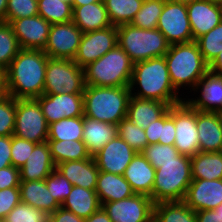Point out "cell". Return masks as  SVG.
<instances>
[{
  "mask_svg": "<svg viewBox=\"0 0 222 222\" xmlns=\"http://www.w3.org/2000/svg\"><path fill=\"white\" fill-rule=\"evenodd\" d=\"M101 205L133 196L135 193L123 175L99 171L95 189Z\"/></svg>",
  "mask_w": 222,
  "mask_h": 222,
  "instance_id": "83f0119b",
  "label": "cell"
},
{
  "mask_svg": "<svg viewBox=\"0 0 222 222\" xmlns=\"http://www.w3.org/2000/svg\"><path fill=\"white\" fill-rule=\"evenodd\" d=\"M208 70L215 75L222 76V51L208 65Z\"/></svg>",
  "mask_w": 222,
  "mask_h": 222,
  "instance_id": "9f6ffc18",
  "label": "cell"
},
{
  "mask_svg": "<svg viewBox=\"0 0 222 222\" xmlns=\"http://www.w3.org/2000/svg\"><path fill=\"white\" fill-rule=\"evenodd\" d=\"M82 35L73 21L51 24L48 43L43 51L49 58L74 60Z\"/></svg>",
  "mask_w": 222,
  "mask_h": 222,
  "instance_id": "5bb4252c",
  "label": "cell"
},
{
  "mask_svg": "<svg viewBox=\"0 0 222 222\" xmlns=\"http://www.w3.org/2000/svg\"><path fill=\"white\" fill-rule=\"evenodd\" d=\"M83 116L64 118L49 124L48 140H82Z\"/></svg>",
  "mask_w": 222,
  "mask_h": 222,
  "instance_id": "d590c367",
  "label": "cell"
},
{
  "mask_svg": "<svg viewBox=\"0 0 222 222\" xmlns=\"http://www.w3.org/2000/svg\"><path fill=\"white\" fill-rule=\"evenodd\" d=\"M157 29L170 45L193 41L186 5L165 0Z\"/></svg>",
  "mask_w": 222,
  "mask_h": 222,
  "instance_id": "30bf717a",
  "label": "cell"
},
{
  "mask_svg": "<svg viewBox=\"0 0 222 222\" xmlns=\"http://www.w3.org/2000/svg\"><path fill=\"white\" fill-rule=\"evenodd\" d=\"M170 2H174V3H180V4H183V5H189L195 1H198V0H168Z\"/></svg>",
  "mask_w": 222,
  "mask_h": 222,
  "instance_id": "91938a15",
  "label": "cell"
},
{
  "mask_svg": "<svg viewBox=\"0 0 222 222\" xmlns=\"http://www.w3.org/2000/svg\"><path fill=\"white\" fill-rule=\"evenodd\" d=\"M38 15V0H8L6 22Z\"/></svg>",
  "mask_w": 222,
  "mask_h": 222,
  "instance_id": "ee69618b",
  "label": "cell"
},
{
  "mask_svg": "<svg viewBox=\"0 0 222 222\" xmlns=\"http://www.w3.org/2000/svg\"><path fill=\"white\" fill-rule=\"evenodd\" d=\"M56 170L61 173L72 185L95 190L99 169L91 156L84 160H72L56 165Z\"/></svg>",
  "mask_w": 222,
  "mask_h": 222,
  "instance_id": "7402d4cb",
  "label": "cell"
},
{
  "mask_svg": "<svg viewBox=\"0 0 222 222\" xmlns=\"http://www.w3.org/2000/svg\"><path fill=\"white\" fill-rule=\"evenodd\" d=\"M144 0H103L113 26L130 24Z\"/></svg>",
  "mask_w": 222,
  "mask_h": 222,
  "instance_id": "836d02e7",
  "label": "cell"
},
{
  "mask_svg": "<svg viewBox=\"0 0 222 222\" xmlns=\"http://www.w3.org/2000/svg\"><path fill=\"white\" fill-rule=\"evenodd\" d=\"M84 69L72 59L48 58L44 94L83 93Z\"/></svg>",
  "mask_w": 222,
  "mask_h": 222,
  "instance_id": "ba28073f",
  "label": "cell"
},
{
  "mask_svg": "<svg viewBox=\"0 0 222 222\" xmlns=\"http://www.w3.org/2000/svg\"><path fill=\"white\" fill-rule=\"evenodd\" d=\"M193 96L198 97L185 98V101L195 110L204 112H222V76L215 75L208 71L205 76L199 80L193 90Z\"/></svg>",
  "mask_w": 222,
  "mask_h": 222,
  "instance_id": "ac0fdd59",
  "label": "cell"
},
{
  "mask_svg": "<svg viewBox=\"0 0 222 222\" xmlns=\"http://www.w3.org/2000/svg\"><path fill=\"white\" fill-rule=\"evenodd\" d=\"M7 2L8 0H0V21L6 22Z\"/></svg>",
  "mask_w": 222,
  "mask_h": 222,
  "instance_id": "6f0895ef",
  "label": "cell"
},
{
  "mask_svg": "<svg viewBox=\"0 0 222 222\" xmlns=\"http://www.w3.org/2000/svg\"><path fill=\"white\" fill-rule=\"evenodd\" d=\"M16 99L4 94L0 97V136L13 135L15 127Z\"/></svg>",
  "mask_w": 222,
  "mask_h": 222,
  "instance_id": "7bdbcfd3",
  "label": "cell"
},
{
  "mask_svg": "<svg viewBox=\"0 0 222 222\" xmlns=\"http://www.w3.org/2000/svg\"><path fill=\"white\" fill-rule=\"evenodd\" d=\"M174 147L181 155L192 157L199 150L196 110L186 101L174 105Z\"/></svg>",
  "mask_w": 222,
  "mask_h": 222,
  "instance_id": "8fae6325",
  "label": "cell"
},
{
  "mask_svg": "<svg viewBox=\"0 0 222 222\" xmlns=\"http://www.w3.org/2000/svg\"><path fill=\"white\" fill-rule=\"evenodd\" d=\"M72 7V21L83 33L102 30L112 26L103 0L92 4Z\"/></svg>",
  "mask_w": 222,
  "mask_h": 222,
  "instance_id": "d4e9b609",
  "label": "cell"
},
{
  "mask_svg": "<svg viewBox=\"0 0 222 222\" xmlns=\"http://www.w3.org/2000/svg\"><path fill=\"white\" fill-rule=\"evenodd\" d=\"M153 207L152 199L142 194L102 204L112 222H153Z\"/></svg>",
  "mask_w": 222,
  "mask_h": 222,
  "instance_id": "7c38bea8",
  "label": "cell"
},
{
  "mask_svg": "<svg viewBox=\"0 0 222 222\" xmlns=\"http://www.w3.org/2000/svg\"><path fill=\"white\" fill-rule=\"evenodd\" d=\"M61 207L82 219H87L99 210L102 205L95 190L73 185L69 196L64 200Z\"/></svg>",
  "mask_w": 222,
  "mask_h": 222,
  "instance_id": "f546056e",
  "label": "cell"
},
{
  "mask_svg": "<svg viewBox=\"0 0 222 222\" xmlns=\"http://www.w3.org/2000/svg\"><path fill=\"white\" fill-rule=\"evenodd\" d=\"M193 41L222 22V7L211 0H198L187 5Z\"/></svg>",
  "mask_w": 222,
  "mask_h": 222,
  "instance_id": "ffe728a7",
  "label": "cell"
},
{
  "mask_svg": "<svg viewBox=\"0 0 222 222\" xmlns=\"http://www.w3.org/2000/svg\"><path fill=\"white\" fill-rule=\"evenodd\" d=\"M48 58L43 50L21 48L4 71L5 94L16 100L43 95Z\"/></svg>",
  "mask_w": 222,
  "mask_h": 222,
  "instance_id": "6da1fadb",
  "label": "cell"
},
{
  "mask_svg": "<svg viewBox=\"0 0 222 222\" xmlns=\"http://www.w3.org/2000/svg\"><path fill=\"white\" fill-rule=\"evenodd\" d=\"M11 165V135L0 136V169Z\"/></svg>",
  "mask_w": 222,
  "mask_h": 222,
  "instance_id": "f907efd6",
  "label": "cell"
},
{
  "mask_svg": "<svg viewBox=\"0 0 222 222\" xmlns=\"http://www.w3.org/2000/svg\"><path fill=\"white\" fill-rule=\"evenodd\" d=\"M20 202L21 196L19 187L0 190V218L4 219Z\"/></svg>",
  "mask_w": 222,
  "mask_h": 222,
  "instance_id": "7dc6e473",
  "label": "cell"
},
{
  "mask_svg": "<svg viewBox=\"0 0 222 222\" xmlns=\"http://www.w3.org/2000/svg\"><path fill=\"white\" fill-rule=\"evenodd\" d=\"M123 176L135 194L146 195L152 199L155 168L141 153H136Z\"/></svg>",
  "mask_w": 222,
  "mask_h": 222,
  "instance_id": "603a6c76",
  "label": "cell"
},
{
  "mask_svg": "<svg viewBox=\"0 0 222 222\" xmlns=\"http://www.w3.org/2000/svg\"><path fill=\"white\" fill-rule=\"evenodd\" d=\"M117 43L133 63L165 56L170 44L157 29H140L131 24L117 27Z\"/></svg>",
  "mask_w": 222,
  "mask_h": 222,
  "instance_id": "52a82bcc",
  "label": "cell"
},
{
  "mask_svg": "<svg viewBox=\"0 0 222 222\" xmlns=\"http://www.w3.org/2000/svg\"><path fill=\"white\" fill-rule=\"evenodd\" d=\"M214 210L219 212V215L222 218V204L218 205Z\"/></svg>",
  "mask_w": 222,
  "mask_h": 222,
  "instance_id": "6125c7cd",
  "label": "cell"
},
{
  "mask_svg": "<svg viewBox=\"0 0 222 222\" xmlns=\"http://www.w3.org/2000/svg\"><path fill=\"white\" fill-rule=\"evenodd\" d=\"M48 123L36 99H17L13 135L36 144L48 141Z\"/></svg>",
  "mask_w": 222,
  "mask_h": 222,
  "instance_id": "9c48e42d",
  "label": "cell"
},
{
  "mask_svg": "<svg viewBox=\"0 0 222 222\" xmlns=\"http://www.w3.org/2000/svg\"><path fill=\"white\" fill-rule=\"evenodd\" d=\"M117 27L83 33L74 62L81 68L98 60L117 45Z\"/></svg>",
  "mask_w": 222,
  "mask_h": 222,
  "instance_id": "4fadbf2b",
  "label": "cell"
},
{
  "mask_svg": "<svg viewBox=\"0 0 222 222\" xmlns=\"http://www.w3.org/2000/svg\"><path fill=\"white\" fill-rule=\"evenodd\" d=\"M134 63L117 44L98 60L84 67L85 85L98 87L130 86Z\"/></svg>",
  "mask_w": 222,
  "mask_h": 222,
  "instance_id": "5b68a950",
  "label": "cell"
},
{
  "mask_svg": "<svg viewBox=\"0 0 222 222\" xmlns=\"http://www.w3.org/2000/svg\"><path fill=\"white\" fill-rule=\"evenodd\" d=\"M85 219L78 217L76 214L59 207L50 214L49 222H84Z\"/></svg>",
  "mask_w": 222,
  "mask_h": 222,
  "instance_id": "f5cc1de1",
  "label": "cell"
},
{
  "mask_svg": "<svg viewBox=\"0 0 222 222\" xmlns=\"http://www.w3.org/2000/svg\"><path fill=\"white\" fill-rule=\"evenodd\" d=\"M5 94L4 82H0V97Z\"/></svg>",
  "mask_w": 222,
  "mask_h": 222,
  "instance_id": "94428289",
  "label": "cell"
},
{
  "mask_svg": "<svg viewBox=\"0 0 222 222\" xmlns=\"http://www.w3.org/2000/svg\"><path fill=\"white\" fill-rule=\"evenodd\" d=\"M55 169L48 142L37 144L20 168V181L44 180Z\"/></svg>",
  "mask_w": 222,
  "mask_h": 222,
  "instance_id": "cb8c5ba5",
  "label": "cell"
},
{
  "mask_svg": "<svg viewBox=\"0 0 222 222\" xmlns=\"http://www.w3.org/2000/svg\"><path fill=\"white\" fill-rule=\"evenodd\" d=\"M164 3L165 0H144L130 24L140 29L157 28Z\"/></svg>",
  "mask_w": 222,
  "mask_h": 222,
  "instance_id": "8d00e7d4",
  "label": "cell"
},
{
  "mask_svg": "<svg viewBox=\"0 0 222 222\" xmlns=\"http://www.w3.org/2000/svg\"><path fill=\"white\" fill-rule=\"evenodd\" d=\"M195 42L204 61L209 65L222 51V22L208 33L197 38Z\"/></svg>",
  "mask_w": 222,
  "mask_h": 222,
  "instance_id": "f35d334b",
  "label": "cell"
},
{
  "mask_svg": "<svg viewBox=\"0 0 222 222\" xmlns=\"http://www.w3.org/2000/svg\"><path fill=\"white\" fill-rule=\"evenodd\" d=\"M163 125H164V114L156 121L151 122L149 126L146 129H144L148 140V144L158 143L159 138L161 137Z\"/></svg>",
  "mask_w": 222,
  "mask_h": 222,
  "instance_id": "816d5d0a",
  "label": "cell"
},
{
  "mask_svg": "<svg viewBox=\"0 0 222 222\" xmlns=\"http://www.w3.org/2000/svg\"><path fill=\"white\" fill-rule=\"evenodd\" d=\"M164 57L171 84L179 94L183 88L192 93L197 82L209 71L195 41L170 45Z\"/></svg>",
  "mask_w": 222,
  "mask_h": 222,
  "instance_id": "3957f363",
  "label": "cell"
},
{
  "mask_svg": "<svg viewBox=\"0 0 222 222\" xmlns=\"http://www.w3.org/2000/svg\"><path fill=\"white\" fill-rule=\"evenodd\" d=\"M50 215L29 204L20 202L4 218V222H49Z\"/></svg>",
  "mask_w": 222,
  "mask_h": 222,
  "instance_id": "60d3db41",
  "label": "cell"
},
{
  "mask_svg": "<svg viewBox=\"0 0 222 222\" xmlns=\"http://www.w3.org/2000/svg\"><path fill=\"white\" fill-rule=\"evenodd\" d=\"M38 15L50 24L67 23L72 21L73 7L61 0H38Z\"/></svg>",
  "mask_w": 222,
  "mask_h": 222,
  "instance_id": "e575fe53",
  "label": "cell"
},
{
  "mask_svg": "<svg viewBox=\"0 0 222 222\" xmlns=\"http://www.w3.org/2000/svg\"><path fill=\"white\" fill-rule=\"evenodd\" d=\"M36 100L48 125L64 118L84 116L83 93L43 94Z\"/></svg>",
  "mask_w": 222,
  "mask_h": 222,
  "instance_id": "9a60e30c",
  "label": "cell"
},
{
  "mask_svg": "<svg viewBox=\"0 0 222 222\" xmlns=\"http://www.w3.org/2000/svg\"><path fill=\"white\" fill-rule=\"evenodd\" d=\"M183 201L195 212L214 210L222 204V179H192Z\"/></svg>",
  "mask_w": 222,
  "mask_h": 222,
  "instance_id": "d6986e66",
  "label": "cell"
},
{
  "mask_svg": "<svg viewBox=\"0 0 222 222\" xmlns=\"http://www.w3.org/2000/svg\"><path fill=\"white\" fill-rule=\"evenodd\" d=\"M213 3H215L216 5H219L222 7V0H211Z\"/></svg>",
  "mask_w": 222,
  "mask_h": 222,
  "instance_id": "e7e4bbea",
  "label": "cell"
},
{
  "mask_svg": "<svg viewBox=\"0 0 222 222\" xmlns=\"http://www.w3.org/2000/svg\"><path fill=\"white\" fill-rule=\"evenodd\" d=\"M192 179L221 180L222 151H199L191 157Z\"/></svg>",
  "mask_w": 222,
  "mask_h": 222,
  "instance_id": "4dcf8cb0",
  "label": "cell"
},
{
  "mask_svg": "<svg viewBox=\"0 0 222 222\" xmlns=\"http://www.w3.org/2000/svg\"><path fill=\"white\" fill-rule=\"evenodd\" d=\"M19 188L21 202L38 208L49 215L61 207L55 198L51 196L46 186L45 179L20 181Z\"/></svg>",
  "mask_w": 222,
  "mask_h": 222,
  "instance_id": "f1b7e54d",
  "label": "cell"
},
{
  "mask_svg": "<svg viewBox=\"0 0 222 222\" xmlns=\"http://www.w3.org/2000/svg\"><path fill=\"white\" fill-rule=\"evenodd\" d=\"M196 222H222L219 212L215 210H200L195 212Z\"/></svg>",
  "mask_w": 222,
  "mask_h": 222,
  "instance_id": "db71d44e",
  "label": "cell"
},
{
  "mask_svg": "<svg viewBox=\"0 0 222 222\" xmlns=\"http://www.w3.org/2000/svg\"><path fill=\"white\" fill-rule=\"evenodd\" d=\"M45 182L51 196L62 205L69 196L73 185L56 169L45 178Z\"/></svg>",
  "mask_w": 222,
  "mask_h": 222,
  "instance_id": "f6af8a7d",
  "label": "cell"
},
{
  "mask_svg": "<svg viewBox=\"0 0 222 222\" xmlns=\"http://www.w3.org/2000/svg\"><path fill=\"white\" fill-rule=\"evenodd\" d=\"M153 222H196V214L184 201L158 202L153 207Z\"/></svg>",
  "mask_w": 222,
  "mask_h": 222,
  "instance_id": "1f68e13d",
  "label": "cell"
},
{
  "mask_svg": "<svg viewBox=\"0 0 222 222\" xmlns=\"http://www.w3.org/2000/svg\"><path fill=\"white\" fill-rule=\"evenodd\" d=\"M61 1H65V2H70L71 3V0H61Z\"/></svg>",
  "mask_w": 222,
  "mask_h": 222,
  "instance_id": "03108f58",
  "label": "cell"
},
{
  "mask_svg": "<svg viewBox=\"0 0 222 222\" xmlns=\"http://www.w3.org/2000/svg\"><path fill=\"white\" fill-rule=\"evenodd\" d=\"M175 125H174V106H170L164 113V125L162 126L161 137L158 143L174 145Z\"/></svg>",
  "mask_w": 222,
  "mask_h": 222,
  "instance_id": "c3c4849f",
  "label": "cell"
},
{
  "mask_svg": "<svg viewBox=\"0 0 222 222\" xmlns=\"http://www.w3.org/2000/svg\"><path fill=\"white\" fill-rule=\"evenodd\" d=\"M130 87H98L86 85L83 92L84 116L108 124L127 117Z\"/></svg>",
  "mask_w": 222,
  "mask_h": 222,
  "instance_id": "277c9868",
  "label": "cell"
},
{
  "mask_svg": "<svg viewBox=\"0 0 222 222\" xmlns=\"http://www.w3.org/2000/svg\"><path fill=\"white\" fill-rule=\"evenodd\" d=\"M117 133L118 125L83 116L82 141L92 157L115 138Z\"/></svg>",
  "mask_w": 222,
  "mask_h": 222,
  "instance_id": "484cf974",
  "label": "cell"
},
{
  "mask_svg": "<svg viewBox=\"0 0 222 222\" xmlns=\"http://www.w3.org/2000/svg\"><path fill=\"white\" fill-rule=\"evenodd\" d=\"M84 222H112L107 213L101 207L99 210L94 212L90 217L85 219Z\"/></svg>",
  "mask_w": 222,
  "mask_h": 222,
  "instance_id": "11a10c76",
  "label": "cell"
},
{
  "mask_svg": "<svg viewBox=\"0 0 222 222\" xmlns=\"http://www.w3.org/2000/svg\"><path fill=\"white\" fill-rule=\"evenodd\" d=\"M170 106L167 103L130 96L127 118L138 127L146 129L149 124L160 118Z\"/></svg>",
  "mask_w": 222,
  "mask_h": 222,
  "instance_id": "4316f807",
  "label": "cell"
},
{
  "mask_svg": "<svg viewBox=\"0 0 222 222\" xmlns=\"http://www.w3.org/2000/svg\"><path fill=\"white\" fill-rule=\"evenodd\" d=\"M141 154L155 169L159 168V164L175 161V157L180 155L174 145L160 143L148 144Z\"/></svg>",
  "mask_w": 222,
  "mask_h": 222,
  "instance_id": "b9f144b4",
  "label": "cell"
},
{
  "mask_svg": "<svg viewBox=\"0 0 222 222\" xmlns=\"http://www.w3.org/2000/svg\"><path fill=\"white\" fill-rule=\"evenodd\" d=\"M102 0H71V4L72 6H83V5H87V4H92V3H96V2H100Z\"/></svg>",
  "mask_w": 222,
  "mask_h": 222,
  "instance_id": "680465c9",
  "label": "cell"
},
{
  "mask_svg": "<svg viewBox=\"0 0 222 222\" xmlns=\"http://www.w3.org/2000/svg\"><path fill=\"white\" fill-rule=\"evenodd\" d=\"M0 82H4V71L0 69Z\"/></svg>",
  "mask_w": 222,
  "mask_h": 222,
  "instance_id": "be15d7a7",
  "label": "cell"
},
{
  "mask_svg": "<svg viewBox=\"0 0 222 222\" xmlns=\"http://www.w3.org/2000/svg\"><path fill=\"white\" fill-rule=\"evenodd\" d=\"M47 142L55 165L72 160H84L91 157L82 140H48Z\"/></svg>",
  "mask_w": 222,
  "mask_h": 222,
  "instance_id": "d6a6232c",
  "label": "cell"
},
{
  "mask_svg": "<svg viewBox=\"0 0 222 222\" xmlns=\"http://www.w3.org/2000/svg\"><path fill=\"white\" fill-rule=\"evenodd\" d=\"M20 49L10 24L0 21V69L5 71Z\"/></svg>",
  "mask_w": 222,
  "mask_h": 222,
  "instance_id": "74e56055",
  "label": "cell"
},
{
  "mask_svg": "<svg viewBox=\"0 0 222 222\" xmlns=\"http://www.w3.org/2000/svg\"><path fill=\"white\" fill-rule=\"evenodd\" d=\"M20 169L13 165L0 169V190L19 187Z\"/></svg>",
  "mask_w": 222,
  "mask_h": 222,
  "instance_id": "681fc988",
  "label": "cell"
},
{
  "mask_svg": "<svg viewBox=\"0 0 222 222\" xmlns=\"http://www.w3.org/2000/svg\"><path fill=\"white\" fill-rule=\"evenodd\" d=\"M136 153L133 148L117 135L97 152L93 158L99 171L124 175L127 166Z\"/></svg>",
  "mask_w": 222,
  "mask_h": 222,
  "instance_id": "e0dca14e",
  "label": "cell"
},
{
  "mask_svg": "<svg viewBox=\"0 0 222 222\" xmlns=\"http://www.w3.org/2000/svg\"><path fill=\"white\" fill-rule=\"evenodd\" d=\"M129 87L131 96L161 101L169 106L185 101L184 93L179 94L171 84L164 56L134 63Z\"/></svg>",
  "mask_w": 222,
  "mask_h": 222,
  "instance_id": "7a4b0ae2",
  "label": "cell"
},
{
  "mask_svg": "<svg viewBox=\"0 0 222 222\" xmlns=\"http://www.w3.org/2000/svg\"><path fill=\"white\" fill-rule=\"evenodd\" d=\"M117 135L122 138L137 153H141L148 145L145 130L138 127L127 117L123 118L118 123Z\"/></svg>",
  "mask_w": 222,
  "mask_h": 222,
  "instance_id": "ab89813d",
  "label": "cell"
},
{
  "mask_svg": "<svg viewBox=\"0 0 222 222\" xmlns=\"http://www.w3.org/2000/svg\"><path fill=\"white\" fill-rule=\"evenodd\" d=\"M191 182V157L180 154L175 161L159 164L155 169L153 203L183 201Z\"/></svg>",
  "mask_w": 222,
  "mask_h": 222,
  "instance_id": "8992f818",
  "label": "cell"
},
{
  "mask_svg": "<svg viewBox=\"0 0 222 222\" xmlns=\"http://www.w3.org/2000/svg\"><path fill=\"white\" fill-rule=\"evenodd\" d=\"M20 48L44 50L51 24L39 15L13 20L10 23Z\"/></svg>",
  "mask_w": 222,
  "mask_h": 222,
  "instance_id": "2e32d148",
  "label": "cell"
},
{
  "mask_svg": "<svg viewBox=\"0 0 222 222\" xmlns=\"http://www.w3.org/2000/svg\"><path fill=\"white\" fill-rule=\"evenodd\" d=\"M37 144L26 139L11 135V159L12 165L20 169Z\"/></svg>",
  "mask_w": 222,
  "mask_h": 222,
  "instance_id": "bcb514c9",
  "label": "cell"
},
{
  "mask_svg": "<svg viewBox=\"0 0 222 222\" xmlns=\"http://www.w3.org/2000/svg\"><path fill=\"white\" fill-rule=\"evenodd\" d=\"M199 150L202 152L222 151L221 113L196 110Z\"/></svg>",
  "mask_w": 222,
  "mask_h": 222,
  "instance_id": "44dd1931",
  "label": "cell"
}]
</instances>
